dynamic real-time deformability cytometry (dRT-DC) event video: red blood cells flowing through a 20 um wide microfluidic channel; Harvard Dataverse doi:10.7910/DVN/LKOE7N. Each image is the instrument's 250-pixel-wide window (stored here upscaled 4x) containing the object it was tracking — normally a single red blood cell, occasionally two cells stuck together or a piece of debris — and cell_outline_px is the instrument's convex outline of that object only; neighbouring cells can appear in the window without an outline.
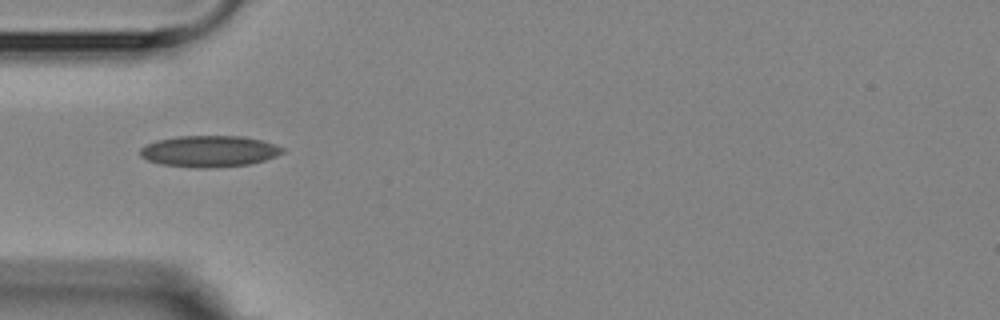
{"species": "Egyptian fruit bat (a non-hibernating species)", "species_latin": "Rousettus aegyptiacus", "temperature_condition": "room temperature", "stored_images_in_passage": 6, "camera_frame_rate_fps": 3000, "um_per_image_px": 0.085, "animal": {"sex": "female"}, "frame": {"image": 1, "passage_image": 1, "time_ms": 0.0, "image_size_px": [1000, 320], "cell_outline_px": [[284, 152], [276, 156], [264, 160], [248, 164], [208, 168], [196, 168], [160, 164], [148, 160], [140, 156], [140, 148], [156, 140], [176, 136], [244, 136], [276, 144], [284, 148]], "centroid_in_image_um": [17.78, 12.85], "position_along_channel_um": 67.2, "area_um2": 26.01}}
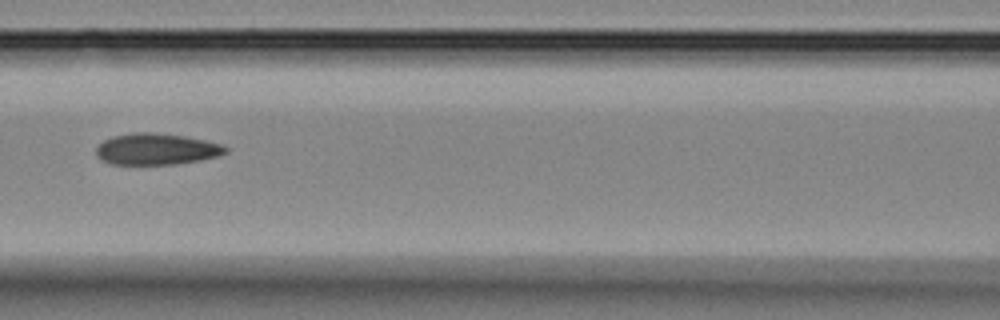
{"frame": {"image": 2, "passage_image": 3, "time_ms": 2.333, "image_size_px": [1000, 320], "cell_outline_px": [[228, 152], [216, 156], [200, 160], [176, 164], [112, 164], [96, 156], [96, 148], [104, 140], [112, 136], [132, 132], [152, 132], [184, 136], [224, 144], [228, 148]], "centroid_in_image_um": [13.31, 12.66], "position_along_channel_um": 153.3, "area_um2": 23.64}}
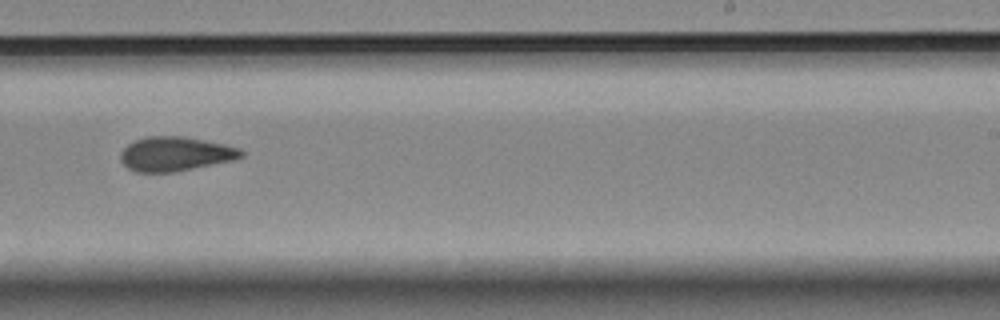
{"frame": {"image": 3, "passage_image": 6, "time_ms": 5.667, "image_size_px": [1000, 320], "cell_outline_px": [[244, 156], [232, 160], [176, 172], [136, 172], [128, 168], [120, 160], [120, 152], [128, 144], [136, 140], [148, 136], [184, 136], [224, 144], [240, 148], [244, 152]], "centroid_in_image_um": [14.9, 13.08], "position_along_channel_um": 274.1, "area_um2": 24.1}}